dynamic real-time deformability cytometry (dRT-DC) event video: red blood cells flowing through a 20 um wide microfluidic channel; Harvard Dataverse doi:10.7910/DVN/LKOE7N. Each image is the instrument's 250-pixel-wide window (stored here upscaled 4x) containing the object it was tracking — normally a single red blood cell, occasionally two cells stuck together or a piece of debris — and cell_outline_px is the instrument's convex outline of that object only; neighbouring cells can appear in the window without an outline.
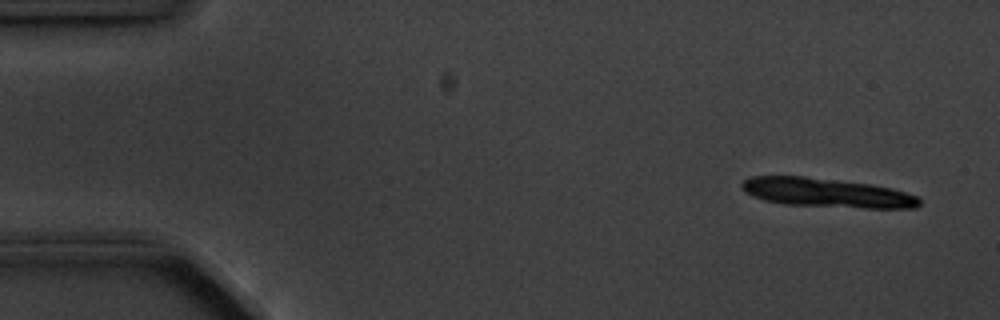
{"species": "common noctule bat (a hibernating species)", "species_latin": "Nyctalus noctula", "temperature_condition": "cold", "stored_images_in_passage": 9, "segment_of_instrument_passage": [1, 2], "camera_frame_rate_fps": 3000, "um_per_image_px": 0.085, "animal": {"sex": "male", "body_mass_g": 20.1, "forearm_length_mm": 53.5}, "frame": {"image": 1, "passage_image": 1, "time_ms": 0.0, "image_size_px": [1000, 320], "cell_outline_px": [[920, 204], [916, 208], [864, 208], [784, 204], [764, 200], [752, 196], [744, 192], [740, 188], [740, 184], [744, 180], [752, 176], [804, 176], [868, 184], [892, 188], [916, 196], [920, 200]], "centroid_in_image_um": [70.22, 16.39], "position_along_channel_um": 14.8, "area_um2": 30.06}}